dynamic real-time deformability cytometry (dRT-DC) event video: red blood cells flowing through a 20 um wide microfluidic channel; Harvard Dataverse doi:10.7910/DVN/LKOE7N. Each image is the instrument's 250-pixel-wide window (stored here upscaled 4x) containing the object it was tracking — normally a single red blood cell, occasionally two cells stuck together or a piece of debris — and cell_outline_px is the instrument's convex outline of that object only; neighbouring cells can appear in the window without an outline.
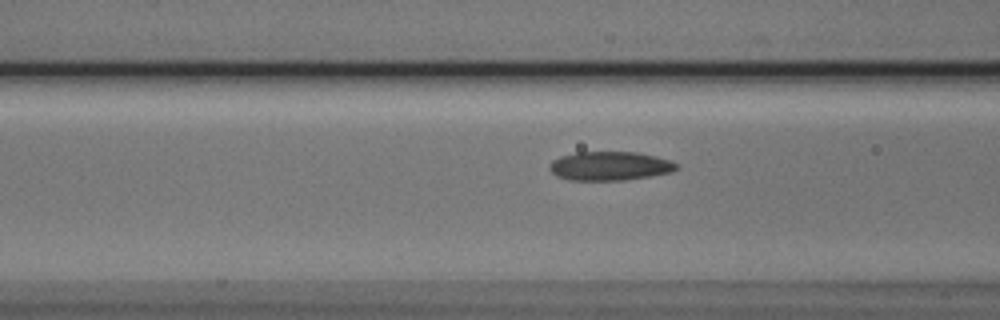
{"species": "Egyptian fruit bat (a non-hibernating species)", "species_latin": "Rousettus aegyptiacus", "temperature_condition": "cold", "stored_images_in_passage": 26, "camera_frame_rate_fps": 3000, "um_per_image_px": 0.085, "animal": {"sex": "male"}, "frame": {"image": 1, "passage_image": 4, "time_ms": 1.0, "image_size_px": [1000, 320], "cell_outline_px": [[680, 168], [672, 172], [624, 180], [568, 180], [556, 176], [548, 168], [548, 164], [552, 160], [560, 156], [576, 152], [636, 152], [656, 156], [668, 160], [676, 164]], "centroid_in_image_um": [51.79, 14.11], "position_along_channel_um": 114.8, "area_um2": 21.44}}
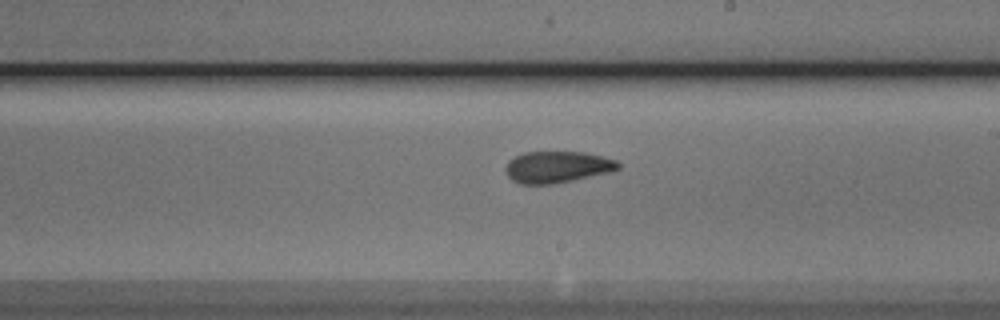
{"frame": {"image": 2, "passage_image": 14, "time_ms": 4.333, "image_size_px": [1000, 320], "cell_outline_px": [[620, 168], [608, 172], [572, 180], [552, 184], [520, 184], [512, 180], [508, 176], [504, 168], [508, 160], [524, 152], [584, 152], [616, 160], [620, 164]], "centroid_in_image_um": [47.32, 14.19], "position_along_channel_um": 241.7, "area_um2": 20.58}}
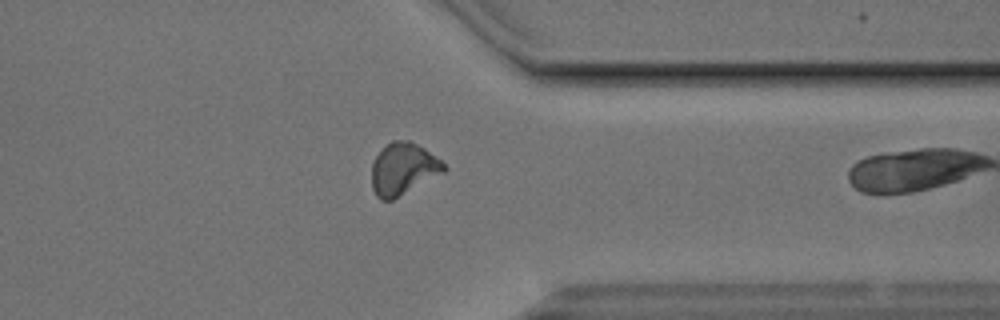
{"frame": {"image": 3, "passage_image": 25, "time_ms": 8.0, "image_size_px": [1000, 320], "cell_outline_px": [[448, 168], [444, 172], [392, 200], [380, 200], [376, 196], [372, 188], [372, 164], [376, 156], [392, 140], [408, 140], [424, 148], [440, 160]], "centroid_in_image_um": [34.26, 14.37], "position_along_channel_um": 377.1, "area_um2": 21.56}}